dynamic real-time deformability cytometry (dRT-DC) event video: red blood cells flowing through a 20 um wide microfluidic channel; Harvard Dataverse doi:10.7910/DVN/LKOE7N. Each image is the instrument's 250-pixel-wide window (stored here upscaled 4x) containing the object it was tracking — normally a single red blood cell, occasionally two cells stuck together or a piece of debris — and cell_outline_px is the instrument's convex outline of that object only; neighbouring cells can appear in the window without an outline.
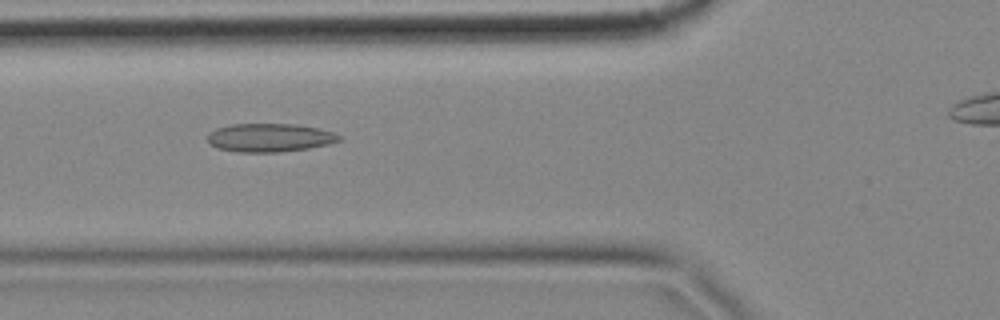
{"species": "common noctule bat (a hibernating species)", "species_latin": "Nyctalus noctula", "temperature_condition": "cold", "stored_images_in_passage": 50, "camera_frame_rate_fps": 3000, "um_per_image_px": 0.085, "animal": {"sex": "female", "body_mass_g": 18.4}, "frame": {"image": 1, "passage_image": 20, "time_ms": 6.333, "image_size_px": [1000, 320], "cell_outline_px": [[340, 140], [328, 144], [308, 148], [276, 152], [236, 152], [220, 148], [212, 144], [208, 140], [208, 132], [216, 128], [232, 124], [296, 124], [320, 128], [332, 132], [340, 136]], "centroid_in_image_um": [22.92, 11.69], "position_along_channel_um": 102.9, "area_um2": 21.62}}
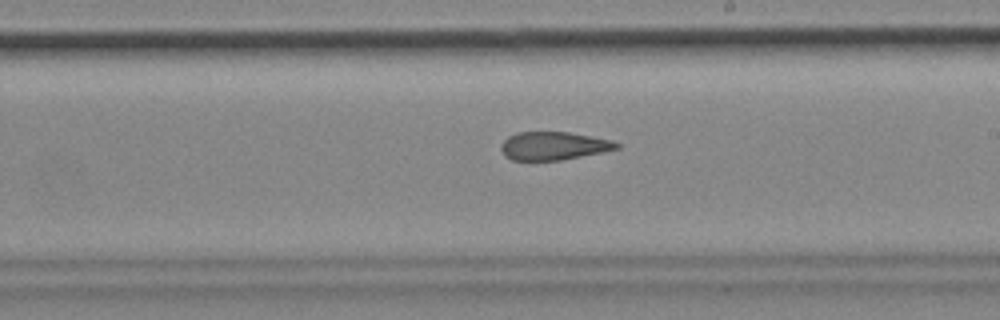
{"frame": {"image": 2, "passage_image": 32, "time_ms": 10.333, "image_size_px": [1000, 320], "cell_outline_px": [[620, 148], [560, 160], [512, 160], [504, 156], [500, 148], [500, 144], [508, 136], [516, 132], [568, 132], [592, 136], [612, 140], [620, 144]], "centroid_in_image_um": [47.01, 12.39], "position_along_channel_um": 242.0, "area_um2": 18.96}}
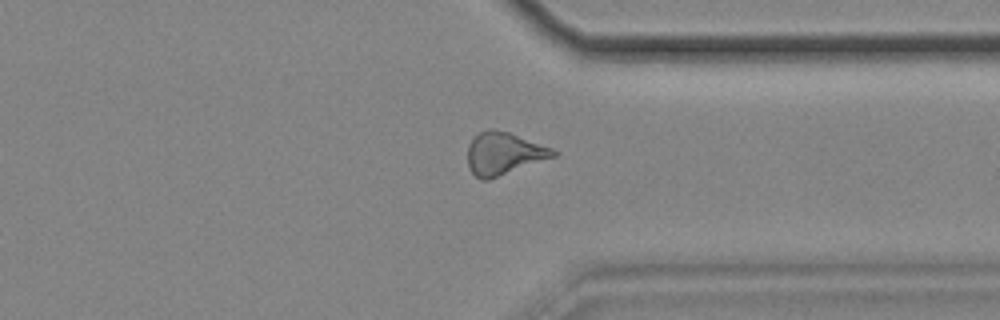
{"frame": {"image": 3, "passage_image": 43, "time_ms": 14.0, "image_size_px": [1000, 320], "cell_outline_px": [[556, 156], [488, 180], [480, 180], [472, 172], [468, 164], [468, 144], [480, 132], [492, 128], [508, 132], [552, 148], [556, 152]], "centroid_in_image_um": [42.8, 13.06], "position_along_channel_um": 368.6, "area_um2": 20.87}, "authors_computed_cell_mechanics": {"area_um2": 20.8658, "velocity_mm_per_s": 3.479, "shape_relaxation_time_tau1_ms": null, "shape_relaxation_time_tau2_ms": 3.7758, "deformation_change_tau1": null, "deformation_change_tau2": 0.1221}}